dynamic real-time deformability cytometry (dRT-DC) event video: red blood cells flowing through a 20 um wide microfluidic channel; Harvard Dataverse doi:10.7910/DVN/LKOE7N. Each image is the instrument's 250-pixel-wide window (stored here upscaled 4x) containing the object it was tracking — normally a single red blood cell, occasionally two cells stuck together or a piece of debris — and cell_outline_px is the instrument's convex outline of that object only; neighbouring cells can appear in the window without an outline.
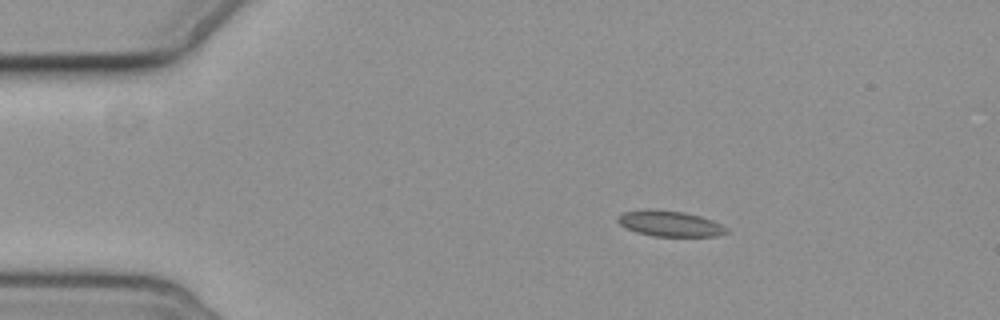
{"species": "common noctule bat (a hibernating species)", "species_latin": "Nyctalus noctula", "temperature_condition": "cold", "stored_images_in_passage": 2, "camera_frame_rate_fps": 3000, "um_per_image_px": 0.085, "animal": {"sex": "female", "body_mass_g": 19.3, "forearm_length_mm": 54.1}, "frame": {"image": 1, "passage_image": 1, "time_ms": 0.0, "image_size_px": [1000, 320], "cell_outline_px": [[728, 232], [716, 236], [652, 236], [636, 232], [620, 224], [616, 220], [616, 216], [624, 212], [684, 212], [700, 216], [712, 220], [728, 228]], "centroid_in_image_um": [56.99, 19.06], "position_along_channel_um": 28.0, "area_um2": 15.43}}